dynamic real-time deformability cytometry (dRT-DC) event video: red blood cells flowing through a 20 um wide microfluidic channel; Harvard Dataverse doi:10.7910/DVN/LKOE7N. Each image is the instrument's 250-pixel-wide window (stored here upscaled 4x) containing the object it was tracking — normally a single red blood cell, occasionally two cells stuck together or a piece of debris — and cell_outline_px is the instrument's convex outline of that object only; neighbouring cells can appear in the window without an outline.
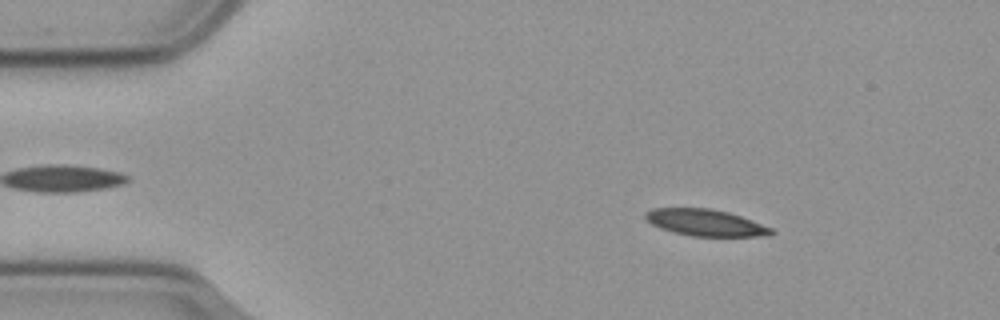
{"species": "common noctule bat (a hibernating species)", "species_latin": "Nyctalus noctula", "temperature_condition": "cold", "stored_images_in_passage": 52, "camera_frame_rate_fps": 3000, "um_per_image_px": 0.085, "animal": {"sex": "male", "body_mass_g": 23.1, "forearm_length_mm": 52.7}, "frame": {"image": 1, "passage_image": 4, "time_ms": 1.0, "image_size_px": [1000, 320], "cell_outline_px": [[776, 232], [772, 236], [692, 236], [660, 228], [644, 220], [644, 212], [652, 208], [712, 208], [728, 212], [752, 220], [772, 228]], "centroid_in_image_um": [59.97, 18.92], "position_along_channel_um": 25.0, "area_um2": 19.65}}
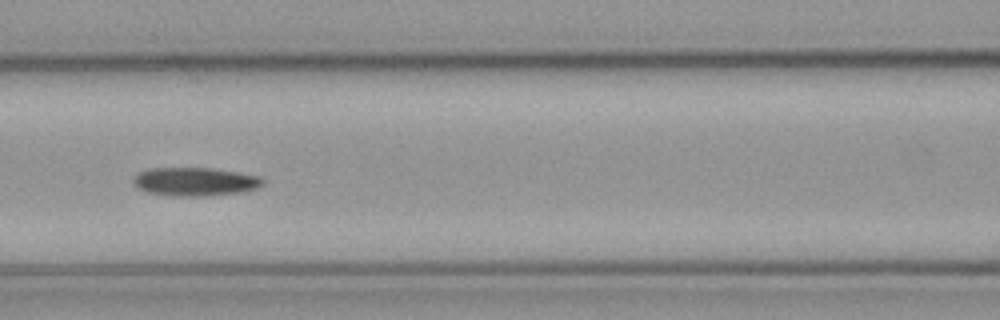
{"frame": {"image": 2, "passage_image": 20, "time_ms": 6.333, "image_size_px": [1000, 320], "cell_outline_px": [[264, 184], [256, 188], [240, 192], [200, 196], [176, 196], [148, 192], [136, 188], [132, 184], [132, 180], [136, 172], [148, 168], [212, 168], [260, 176], [264, 180]], "centroid_in_image_um": [16.51, 15.43], "position_along_channel_um": 150.1, "area_um2": 21.56}}
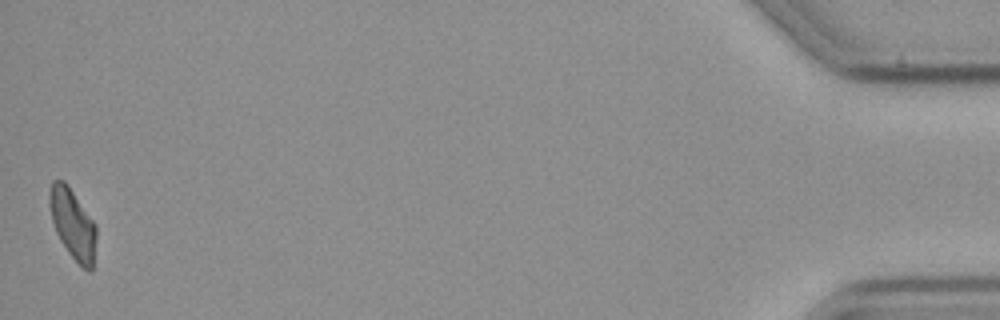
{"frame": {"image": 3, "passage_image": 52, "time_ms": 17.0, "image_size_px": [1000, 320], "cell_outline_px": [[96, 240], [92, 272], [88, 272], [68, 252], [60, 240], [56, 232], [52, 220], [48, 200], [48, 192], [52, 180], [64, 180], [96, 224]], "centroid_in_image_um": [6.18, 19.02], "position_along_channel_um": 429.0, "area_um2": 19.07}}